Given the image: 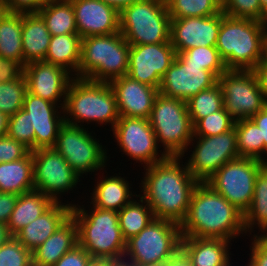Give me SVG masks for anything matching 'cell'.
I'll list each match as a JSON object with an SVG mask.
<instances>
[{"label": "cell", "mask_w": 267, "mask_h": 266, "mask_svg": "<svg viewBox=\"0 0 267 266\" xmlns=\"http://www.w3.org/2000/svg\"><path fill=\"white\" fill-rule=\"evenodd\" d=\"M104 172L107 174L104 175ZM120 172L110 175L105 169L100 171L99 177L97 176V180H94L96 184L92 188L93 190H89V192L92 191L89 199L91 202L88 200L87 203L99 209L119 212L134 197L138 196L133 191V183H129L128 177L126 176L125 179Z\"/></svg>", "instance_id": "cell-23"}, {"label": "cell", "mask_w": 267, "mask_h": 266, "mask_svg": "<svg viewBox=\"0 0 267 266\" xmlns=\"http://www.w3.org/2000/svg\"><path fill=\"white\" fill-rule=\"evenodd\" d=\"M100 1H102L107 5L112 6L120 13L127 6H130L133 3L138 2L140 0H100Z\"/></svg>", "instance_id": "cell-53"}, {"label": "cell", "mask_w": 267, "mask_h": 266, "mask_svg": "<svg viewBox=\"0 0 267 266\" xmlns=\"http://www.w3.org/2000/svg\"><path fill=\"white\" fill-rule=\"evenodd\" d=\"M267 23L221 12L216 48L227 69L252 70L262 58Z\"/></svg>", "instance_id": "cell-5"}, {"label": "cell", "mask_w": 267, "mask_h": 266, "mask_svg": "<svg viewBox=\"0 0 267 266\" xmlns=\"http://www.w3.org/2000/svg\"><path fill=\"white\" fill-rule=\"evenodd\" d=\"M88 129L64 123L59 129L53 146L83 179L84 175H92V173L97 176L98 171L106 169L107 162L111 158L108 148L100 142L99 138H95L97 135L95 131Z\"/></svg>", "instance_id": "cell-10"}, {"label": "cell", "mask_w": 267, "mask_h": 266, "mask_svg": "<svg viewBox=\"0 0 267 266\" xmlns=\"http://www.w3.org/2000/svg\"><path fill=\"white\" fill-rule=\"evenodd\" d=\"M182 159L168 156L163 161L144 167L138 194L151 207L155 218L179 225L186 218L191 195L199 183Z\"/></svg>", "instance_id": "cell-1"}, {"label": "cell", "mask_w": 267, "mask_h": 266, "mask_svg": "<svg viewBox=\"0 0 267 266\" xmlns=\"http://www.w3.org/2000/svg\"><path fill=\"white\" fill-rule=\"evenodd\" d=\"M180 225L155 218L126 241L121 266H161L181 249Z\"/></svg>", "instance_id": "cell-7"}, {"label": "cell", "mask_w": 267, "mask_h": 266, "mask_svg": "<svg viewBox=\"0 0 267 266\" xmlns=\"http://www.w3.org/2000/svg\"><path fill=\"white\" fill-rule=\"evenodd\" d=\"M45 4V0H5L6 11L17 13H37Z\"/></svg>", "instance_id": "cell-48"}, {"label": "cell", "mask_w": 267, "mask_h": 266, "mask_svg": "<svg viewBox=\"0 0 267 266\" xmlns=\"http://www.w3.org/2000/svg\"><path fill=\"white\" fill-rule=\"evenodd\" d=\"M23 143L5 135L0 137V163L22 159L30 153Z\"/></svg>", "instance_id": "cell-44"}, {"label": "cell", "mask_w": 267, "mask_h": 266, "mask_svg": "<svg viewBox=\"0 0 267 266\" xmlns=\"http://www.w3.org/2000/svg\"><path fill=\"white\" fill-rule=\"evenodd\" d=\"M78 244L77 224L72 217L32 251V266H53Z\"/></svg>", "instance_id": "cell-26"}, {"label": "cell", "mask_w": 267, "mask_h": 266, "mask_svg": "<svg viewBox=\"0 0 267 266\" xmlns=\"http://www.w3.org/2000/svg\"><path fill=\"white\" fill-rule=\"evenodd\" d=\"M6 11L5 0H0V16Z\"/></svg>", "instance_id": "cell-59"}, {"label": "cell", "mask_w": 267, "mask_h": 266, "mask_svg": "<svg viewBox=\"0 0 267 266\" xmlns=\"http://www.w3.org/2000/svg\"><path fill=\"white\" fill-rule=\"evenodd\" d=\"M224 108L234 120L250 119L267 105L252 70L227 69L219 78Z\"/></svg>", "instance_id": "cell-15"}, {"label": "cell", "mask_w": 267, "mask_h": 266, "mask_svg": "<svg viewBox=\"0 0 267 266\" xmlns=\"http://www.w3.org/2000/svg\"><path fill=\"white\" fill-rule=\"evenodd\" d=\"M8 116L0 111V137L5 136L7 133Z\"/></svg>", "instance_id": "cell-55"}, {"label": "cell", "mask_w": 267, "mask_h": 266, "mask_svg": "<svg viewBox=\"0 0 267 266\" xmlns=\"http://www.w3.org/2000/svg\"><path fill=\"white\" fill-rule=\"evenodd\" d=\"M81 39L79 34L51 36L44 61L61 66L78 78L81 61Z\"/></svg>", "instance_id": "cell-29"}, {"label": "cell", "mask_w": 267, "mask_h": 266, "mask_svg": "<svg viewBox=\"0 0 267 266\" xmlns=\"http://www.w3.org/2000/svg\"><path fill=\"white\" fill-rule=\"evenodd\" d=\"M243 217L245 231L249 237L259 236L267 232V164L256 177L254 196ZM254 229L259 231L257 232Z\"/></svg>", "instance_id": "cell-31"}, {"label": "cell", "mask_w": 267, "mask_h": 266, "mask_svg": "<svg viewBox=\"0 0 267 266\" xmlns=\"http://www.w3.org/2000/svg\"><path fill=\"white\" fill-rule=\"evenodd\" d=\"M129 51L120 32L82 38L78 78L109 83L127 75Z\"/></svg>", "instance_id": "cell-6"}, {"label": "cell", "mask_w": 267, "mask_h": 266, "mask_svg": "<svg viewBox=\"0 0 267 266\" xmlns=\"http://www.w3.org/2000/svg\"><path fill=\"white\" fill-rule=\"evenodd\" d=\"M23 69L17 61L0 57V83L19 79L23 75Z\"/></svg>", "instance_id": "cell-47"}, {"label": "cell", "mask_w": 267, "mask_h": 266, "mask_svg": "<svg viewBox=\"0 0 267 266\" xmlns=\"http://www.w3.org/2000/svg\"><path fill=\"white\" fill-rule=\"evenodd\" d=\"M265 165L260 160L239 157L225 163L206 183L244 214L254 196L256 177Z\"/></svg>", "instance_id": "cell-11"}, {"label": "cell", "mask_w": 267, "mask_h": 266, "mask_svg": "<svg viewBox=\"0 0 267 266\" xmlns=\"http://www.w3.org/2000/svg\"><path fill=\"white\" fill-rule=\"evenodd\" d=\"M73 205L75 203L69 200L64 203L54 202L37 219L23 227L15 237L32 252L71 217Z\"/></svg>", "instance_id": "cell-24"}, {"label": "cell", "mask_w": 267, "mask_h": 266, "mask_svg": "<svg viewBox=\"0 0 267 266\" xmlns=\"http://www.w3.org/2000/svg\"><path fill=\"white\" fill-rule=\"evenodd\" d=\"M32 158L34 189L49 196L54 202H63L62 197L73 193L77 185L81 184L79 182L82 178L54 148L34 150Z\"/></svg>", "instance_id": "cell-14"}, {"label": "cell", "mask_w": 267, "mask_h": 266, "mask_svg": "<svg viewBox=\"0 0 267 266\" xmlns=\"http://www.w3.org/2000/svg\"><path fill=\"white\" fill-rule=\"evenodd\" d=\"M258 237L267 245V232L262 233Z\"/></svg>", "instance_id": "cell-61"}, {"label": "cell", "mask_w": 267, "mask_h": 266, "mask_svg": "<svg viewBox=\"0 0 267 266\" xmlns=\"http://www.w3.org/2000/svg\"><path fill=\"white\" fill-rule=\"evenodd\" d=\"M17 199V194L0 192V223L7 224Z\"/></svg>", "instance_id": "cell-49"}, {"label": "cell", "mask_w": 267, "mask_h": 266, "mask_svg": "<svg viewBox=\"0 0 267 266\" xmlns=\"http://www.w3.org/2000/svg\"><path fill=\"white\" fill-rule=\"evenodd\" d=\"M63 111L64 123L88 128L92 123L96 127L103 125L102 128L107 124L111 126L109 131L120 118L116 97L109 83L76 77L68 86Z\"/></svg>", "instance_id": "cell-4"}, {"label": "cell", "mask_w": 267, "mask_h": 266, "mask_svg": "<svg viewBox=\"0 0 267 266\" xmlns=\"http://www.w3.org/2000/svg\"><path fill=\"white\" fill-rule=\"evenodd\" d=\"M27 84L24 75L19 79L0 83V111L8 117L23 109Z\"/></svg>", "instance_id": "cell-39"}, {"label": "cell", "mask_w": 267, "mask_h": 266, "mask_svg": "<svg viewBox=\"0 0 267 266\" xmlns=\"http://www.w3.org/2000/svg\"><path fill=\"white\" fill-rule=\"evenodd\" d=\"M154 219L153 210L140 195L118 212L119 226L126 241L139 234Z\"/></svg>", "instance_id": "cell-33"}, {"label": "cell", "mask_w": 267, "mask_h": 266, "mask_svg": "<svg viewBox=\"0 0 267 266\" xmlns=\"http://www.w3.org/2000/svg\"><path fill=\"white\" fill-rule=\"evenodd\" d=\"M91 266H118L110 262H97L95 261Z\"/></svg>", "instance_id": "cell-57"}, {"label": "cell", "mask_w": 267, "mask_h": 266, "mask_svg": "<svg viewBox=\"0 0 267 266\" xmlns=\"http://www.w3.org/2000/svg\"><path fill=\"white\" fill-rule=\"evenodd\" d=\"M176 56L171 42L130 45L127 76L159 88L162 77Z\"/></svg>", "instance_id": "cell-16"}, {"label": "cell", "mask_w": 267, "mask_h": 266, "mask_svg": "<svg viewBox=\"0 0 267 266\" xmlns=\"http://www.w3.org/2000/svg\"><path fill=\"white\" fill-rule=\"evenodd\" d=\"M95 260L79 244L65 253L53 266H91Z\"/></svg>", "instance_id": "cell-45"}, {"label": "cell", "mask_w": 267, "mask_h": 266, "mask_svg": "<svg viewBox=\"0 0 267 266\" xmlns=\"http://www.w3.org/2000/svg\"><path fill=\"white\" fill-rule=\"evenodd\" d=\"M182 237L219 238L233 241L245 237L243 213L206 182L193 190L189 210L180 225Z\"/></svg>", "instance_id": "cell-2"}, {"label": "cell", "mask_w": 267, "mask_h": 266, "mask_svg": "<svg viewBox=\"0 0 267 266\" xmlns=\"http://www.w3.org/2000/svg\"><path fill=\"white\" fill-rule=\"evenodd\" d=\"M34 190L32 152L26 157L0 163V192L22 193Z\"/></svg>", "instance_id": "cell-30"}, {"label": "cell", "mask_w": 267, "mask_h": 266, "mask_svg": "<svg viewBox=\"0 0 267 266\" xmlns=\"http://www.w3.org/2000/svg\"><path fill=\"white\" fill-rule=\"evenodd\" d=\"M23 75L29 93L57 105L65 104L68 86L74 78L63 67L45 61L26 64Z\"/></svg>", "instance_id": "cell-18"}, {"label": "cell", "mask_w": 267, "mask_h": 266, "mask_svg": "<svg viewBox=\"0 0 267 266\" xmlns=\"http://www.w3.org/2000/svg\"><path fill=\"white\" fill-rule=\"evenodd\" d=\"M249 260L245 266H267V245L258 237H251Z\"/></svg>", "instance_id": "cell-46"}, {"label": "cell", "mask_w": 267, "mask_h": 266, "mask_svg": "<svg viewBox=\"0 0 267 266\" xmlns=\"http://www.w3.org/2000/svg\"><path fill=\"white\" fill-rule=\"evenodd\" d=\"M236 141L235 128L215 136H193L185 153L189 156L183 157L189 172L198 182H206L225 163L240 157Z\"/></svg>", "instance_id": "cell-12"}, {"label": "cell", "mask_w": 267, "mask_h": 266, "mask_svg": "<svg viewBox=\"0 0 267 266\" xmlns=\"http://www.w3.org/2000/svg\"><path fill=\"white\" fill-rule=\"evenodd\" d=\"M231 242L219 238L182 237L181 250L193 266H231L234 264L229 250Z\"/></svg>", "instance_id": "cell-25"}, {"label": "cell", "mask_w": 267, "mask_h": 266, "mask_svg": "<svg viewBox=\"0 0 267 266\" xmlns=\"http://www.w3.org/2000/svg\"><path fill=\"white\" fill-rule=\"evenodd\" d=\"M250 119L260 128L261 139L264 141L265 164H267V105Z\"/></svg>", "instance_id": "cell-50"}, {"label": "cell", "mask_w": 267, "mask_h": 266, "mask_svg": "<svg viewBox=\"0 0 267 266\" xmlns=\"http://www.w3.org/2000/svg\"><path fill=\"white\" fill-rule=\"evenodd\" d=\"M222 12L230 17L267 23L260 0H222Z\"/></svg>", "instance_id": "cell-42"}, {"label": "cell", "mask_w": 267, "mask_h": 266, "mask_svg": "<svg viewBox=\"0 0 267 266\" xmlns=\"http://www.w3.org/2000/svg\"><path fill=\"white\" fill-rule=\"evenodd\" d=\"M260 61H266L267 62V25L264 31V37H263V47H262V58Z\"/></svg>", "instance_id": "cell-56"}, {"label": "cell", "mask_w": 267, "mask_h": 266, "mask_svg": "<svg viewBox=\"0 0 267 266\" xmlns=\"http://www.w3.org/2000/svg\"><path fill=\"white\" fill-rule=\"evenodd\" d=\"M72 206L71 217L77 224L78 244L97 262H110L121 266L126 240L118 222V212L99 209L88 204ZM89 210V211H88Z\"/></svg>", "instance_id": "cell-3"}, {"label": "cell", "mask_w": 267, "mask_h": 266, "mask_svg": "<svg viewBox=\"0 0 267 266\" xmlns=\"http://www.w3.org/2000/svg\"><path fill=\"white\" fill-rule=\"evenodd\" d=\"M120 116L149 119L159 88L140 83L127 75L109 82Z\"/></svg>", "instance_id": "cell-22"}, {"label": "cell", "mask_w": 267, "mask_h": 266, "mask_svg": "<svg viewBox=\"0 0 267 266\" xmlns=\"http://www.w3.org/2000/svg\"><path fill=\"white\" fill-rule=\"evenodd\" d=\"M235 121L223 107L200 119L193 126V136L207 137L226 133L234 128Z\"/></svg>", "instance_id": "cell-40"}, {"label": "cell", "mask_w": 267, "mask_h": 266, "mask_svg": "<svg viewBox=\"0 0 267 266\" xmlns=\"http://www.w3.org/2000/svg\"><path fill=\"white\" fill-rule=\"evenodd\" d=\"M149 123L163 152L170 157H185L193 138V125L187 104L178 98L158 94L149 117ZM162 146V147H161Z\"/></svg>", "instance_id": "cell-8"}, {"label": "cell", "mask_w": 267, "mask_h": 266, "mask_svg": "<svg viewBox=\"0 0 267 266\" xmlns=\"http://www.w3.org/2000/svg\"><path fill=\"white\" fill-rule=\"evenodd\" d=\"M0 266H32V252L13 236L0 246Z\"/></svg>", "instance_id": "cell-43"}, {"label": "cell", "mask_w": 267, "mask_h": 266, "mask_svg": "<svg viewBox=\"0 0 267 266\" xmlns=\"http://www.w3.org/2000/svg\"><path fill=\"white\" fill-rule=\"evenodd\" d=\"M22 16L23 13L8 11L0 16V57L13 59L24 67Z\"/></svg>", "instance_id": "cell-32"}, {"label": "cell", "mask_w": 267, "mask_h": 266, "mask_svg": "<svg viewBox=\"0 0 267 266\" xmlns=\"http://www.w3.org/2000/svg\"><path fill=\"white\" fill-rule=\"evenodd\" d=\"M51 34L38 13H23L22 47L24 66L31 62L44 61L49 49Z\"/></svg>", "instance_id": "cell-27"}, {"label": "cell", "mask_w": 267, "mask_h": 266, "mask_svg": "<svg viewBox=\"0 0 267 266\" xmlns=\"http://www.w3.org/2000/svg\"><path fill=\"white\" fill-rule=\"evenodd\" d=\"M13 237L6 224L0 223V246Z\"/></svg>", "instance_id": "cell-54"}, {"label": "cell", "mask_w": 267, "mask_h": 266, "mask_svg": "<svg viewBox=\"0 0 267 266\" xmlns=\"http://www.w3.org/2000/svg\"><path fill=\"white\" fill-rule=\"evenodd\" d=\"M223 93L218 82L197 95L192 96L187 102V110L192 125L211 113L217 112L224 107Z\"/></svg>", "instance_id": "cell-36"}, {"label": "cell", "mask_w": 267, "mask_h": 266, "mask_svg": "<svg viewBox=\"0 0 267 266\" xmlns=\"http://www.w3.org/2000/svg\"><path fill=\"white\" fill-rule=\"evenodd\" d=\"M171 19L207 17L222 12V0H166Z\"/></svg>", "instance_id": "cell-37"}, {"label": "cell", "mask_w": 267, "mask_h": 266, "mask_svg": "<svg viewBox=\"0 0 267 266\" xmlns=\"http://www.w3.org/2000/svg\"><path fill=\"white\" fill-rule=\"evenodd\" d=\"M31 123L28 113L20 109L14 115L9 116L6 135L23 143L32 152L35 150V133Z\"/></svg>", "instance_id": "cell-41"}, {"label": "cell", "mask_w": 267, "mask_h": 266, "mask_svg": "<svg viewBox=\"0 0 267 266\" xmlns=\"http://www.w3.org/2000/svg\"><path fill=\"white\" fill-rule=\"evenodd\" d=\"M220 25L221 13L207 17L171 19V45L176 53L199 46H216Z\"/></svg>", "instance_id": "cell-19"}, {"label": "cell", "mask_w": 267, "mask_h": 266, "mask_svg": "<svg viewBox=\"0 0 267 266\" xmlns=\"http://www.w3.org/2000/svg\"><path fill=\"white\" fill-rule=\"evenodd\" d=\"M162 266H193L190 259L180 249L173 257L169 258Z\"/></svg>", "instance_id": "cell-52"}, {"label": "cell", "mask_w": 267, "mask_h": 266, "mask_svg": "<svg viewBox=\"0 0 267 266\" xmlns=\"http://www.w3.org/2000/svg\"><path fill=\"white\" fill-rule=\"evenodd\" d=\"M71 2V0H45V3Z\"/></svg>", "instance_id": "cell-60"}, {"label": "cell", "mask_w": 267, "mask_h": 266, "mask_svg": "<svg viewBox=\"0 0 267 266\" xmlns=\"http://www.w3.org/2000/svg\"><path fill=\"white\" fill-rule=\"evenodd\" d=\"M262 10L267 15V0H260Z\"/></svg>", "instance_id": "cell-58"}, {"label": "cell", "mask_w": 267, "mask_h": 266, "mask_svg": "<svg viewBox=\"0 0 267 266\" xmlns=\"http://www.w3.org/2000/svg\"><path fill=\"white\" fill-rule=\"evenodd\" d=\"M81 38L120 32L119 12L100 0H71Z\"/></svg>", "instance_id": "cell-21"}, {"label": "cell", "mask_w": 267, "mask_h": 266, "mask_svg": "<svg viewBox=\"0 0 267 266\" xmlns=\"http://www.w3.org/2000/svg\"><path fill=\"white\" fill-rule=\"evenodd\" d=\"M37 13L51 36L78 34L72 2L46 3Z\"/></svg>", "instance_id": "cell-34"}, {"label": "cell", "mask_w": 267, "mask_h": 266, "mask_svg": "<svg viewBox=\"0 0 267 266\" xmlns=\"http://www.w3.org/2000/svg\"><path fill=\"white\" fill-rule=\"evenodd\" d=\"M218 78L202 66L184 64L177 56L162 77L159 93L187 102L200 91L214 86Z\"/></svg>", "instance_id": "cell-17"}, {"label": "cell", "mask_w": 267, "mask_h": 266, "mask_svg": "<svg viewBox=\"0 0 267 266\" xmlns=\"http://www.w3.org/2000/svg\"><path fill=\"white\" fill-rule=\"evenodd\" d=\"M63 107L26 92L23 110L28 113L34 128L35 150L55 145L59 129L64 124Z\"/></svg>", "instance_id": "cell-20"}, {"label": "cell", "mask_w": 267, "mask_h": 266, "mask_svg": "<svg viewBox=\"0 0 267 266\" xmlns=\"http://www.w3.org/2000/svg\"><path fill=\"white\" fill-rule=\"evenodd\" d=\"M234 128L239 156L265 163L264 141L261 139L260 128L251 119L235 121Z\"/></svg>", "instance_id": "cell-35"}, {"label": "cell", "mask_w": 267, "mask_h": 266, "mask_svg": "<svg viewBox=\"0 0 267 266\" xmlns=\"http://www.w3.org/2000/svg\"><path fill=\"white\" fill-rule=\"evenodd\" d=\"M176 56L184 63L202 66L204 70L212 72L219 78L226 70L224 61L215 46L195 47L176 53Z\"/></svg>", "instance_id": "cell-38"}, {"label": "cell", "mask_w": 267, "mask_h": 266, "mask_svg": "<svg viewBox=\"0 0 267 266\" xmlns=\"http://www.w3.org/2000/svg\"><path fill=\"white\" fill-rule=\"evenodd\" d=\"M120 33L130 45L170 42L171 17L164 0H140L119 13Z\"/></svg>", "instance_id": "cell-9"}, {"label": "cell", "mask_w": 267, "mask_h": 266, "mask_svg": "<svg viewBox=\"0 0 267 266\" xmlns=\"http://www.w3.org/2000/svg\"><path fill=\"white\" fill-rule=\"evenodd\" d=\"M54 201L41 191L31 190L18 195L14 210L7 222L12 236H15L23 227L37 219Z\"/></svg>", "instance_id": "cell-28"}, {"label": "cell", "mask_w": 267, "mask_h": 266, "mask_svg": "<svg viewBox=\"0 0 267 266\" xmlns=\"http://www.w3.org/2000/svg\"><path fill=\"white\" fill-rule=\"evenodd\" d=\"M112 132L119 152L136 161L135 164L140 162L143 168L168 157L162 149L158 150L160 146L149 119L120 116Z\"/></svg>", "instance_id": "cell-13"}, {"label": "cell", "mask_w": 267, "mask_h": 266, "mask_svg": "<svg viewBox=\"0 0 267 266\" xmlns=\"http://www.w3.org/2000/svg\"><path fill=\"white\" fill-rule=\"evenodd\" d=\"M258 82V86L262 91L267 101V62L259 61L258 64L252 69Z\"/></svg>", "instance_id": "cell-51"}]
</instances>
